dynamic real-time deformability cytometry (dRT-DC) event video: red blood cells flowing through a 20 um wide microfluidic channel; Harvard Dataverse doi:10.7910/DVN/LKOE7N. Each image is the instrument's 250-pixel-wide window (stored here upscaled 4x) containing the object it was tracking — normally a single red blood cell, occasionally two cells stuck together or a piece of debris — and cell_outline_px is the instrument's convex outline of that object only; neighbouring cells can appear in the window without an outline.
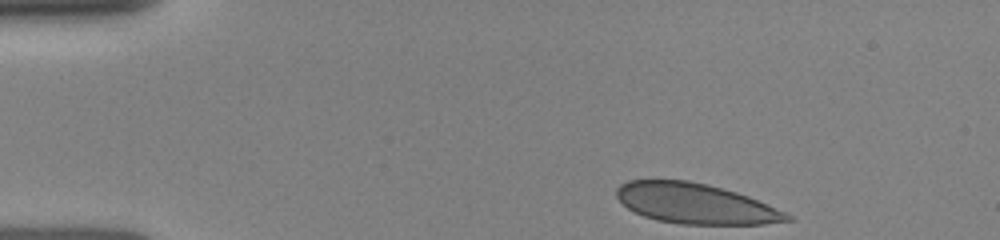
{"species": "human", "species_latin": "Homo sapiens", "temperature_condition": "room temperature", "stored_images_in_passage": 4, "camera_frame_rate_fps": 3000, "um_per_image_px": 0.085, "donor": {"sex": "female"}, "frame": {"image": 1, "passage_image": 1, "time_ms": 0.0, "image_size_px": [1000, 240], "cell_outline_px": [[792, 220], [764, 224], [680, 224], [656, 220], [644, 216], [628, 208], [616, 196], [616, 188], [620, 184], [628, 180], [688, 180], [708, 184], [736, 192], [748, 196], [784, 212], [792, 216]], "centroid_in_image_um": [59.08, 17.3], "position_along_channel_um": 25.9, "area_um2": 39.77}}